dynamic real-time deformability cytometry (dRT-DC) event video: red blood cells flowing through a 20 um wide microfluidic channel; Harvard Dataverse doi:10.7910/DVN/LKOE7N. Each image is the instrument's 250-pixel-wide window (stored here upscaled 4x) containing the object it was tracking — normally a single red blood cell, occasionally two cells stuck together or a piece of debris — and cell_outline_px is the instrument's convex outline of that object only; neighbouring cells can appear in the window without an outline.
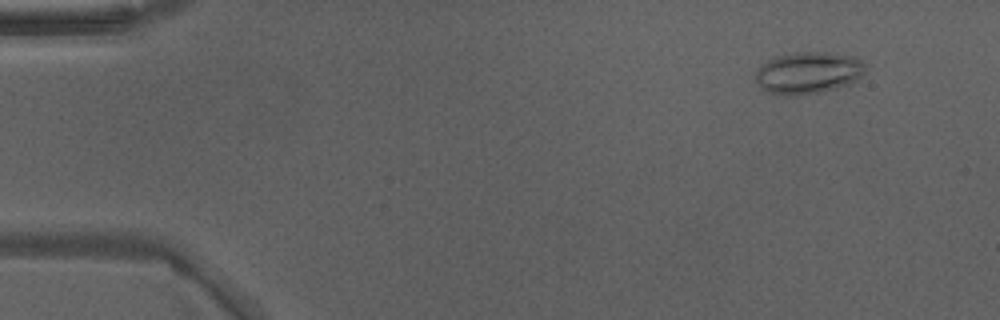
{"species": "Egyptian fruit bat (a non-hibernating species)", "species_latin": "Rousettus aegyptiacus", "temperature_condition": "warm", "stored_images_in_passage": 49, "camera_frame_rate_fps": 3000, "um_per_image_px": 0.085, "animal": {"sex": "male"}, "frame": {"image": 1, "passage_image": 5, "time_ms": 1.333, "image_size_px": [1000, 320], "cell_outline_px": [[864, 72], [852, 84], [820, 92], [796, 96], [784, 96], [768, 92], [760, 88], [756, 80], [756, 72], [768, 60], [776, 56], [796, 52], [824, 52], [852, 56], [860, 60], [864, 64]], "centroid_in_image_um": [68.69, 6.21], "position_along_channel_um": 16.3, "area_um2": 26.76}}
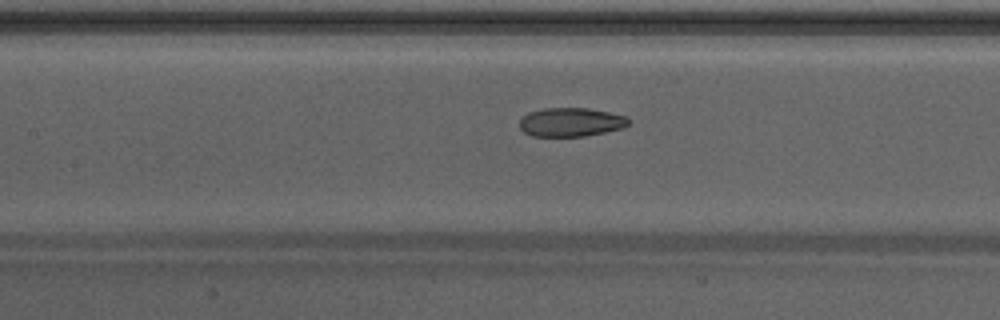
{"frame": {"image": 2, "passage_image": 23, "time_ms": 7.333, "image_size_px": [1000, 320], "cell_outline_px": [[628, 124], [624, 128], [584, 136], [532, 136], [524, 132], [520, 128], [520, 120], [528, 112], [544, 108], [588, 108], [628, 116]], "centroid_in_image_um": [48.52, 10.38], "position_along_channel_um": 158.9, "area_um2": 18.26}}
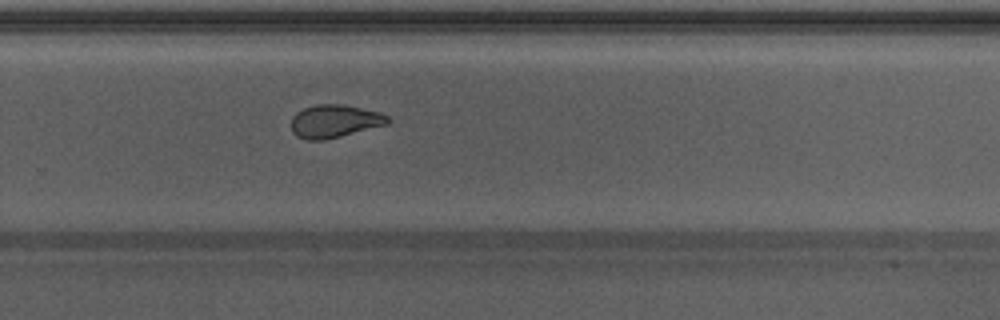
{"frame": {"image": 3, "passage_image": 33, "time_ms": 10.667, "image_size_px": [1000, 320], "cell_outline_px": [[388, 124], [324, 140], [308, 140], [296, 136], [292, 132], [292, 116], [296, 112], [304, 108], [316, 104], [344, 104], [380, 112], [388, 116]], "centroid_in_image_um": [28.42, 10.29], "position_along_channel_um": 301.4, "area_um2": 18.5}, "authors_computed_cell_mechanics": {"area_um2": 20.519, "velocity_mm_per_s": 4.2898, "shape_relaxation_time_tau1_ms": null, "shape_relaxation_time_tau2_ms": 1.9387, "deformation_change_tau1": null, "deformation_change_tau2": 0.0625}}